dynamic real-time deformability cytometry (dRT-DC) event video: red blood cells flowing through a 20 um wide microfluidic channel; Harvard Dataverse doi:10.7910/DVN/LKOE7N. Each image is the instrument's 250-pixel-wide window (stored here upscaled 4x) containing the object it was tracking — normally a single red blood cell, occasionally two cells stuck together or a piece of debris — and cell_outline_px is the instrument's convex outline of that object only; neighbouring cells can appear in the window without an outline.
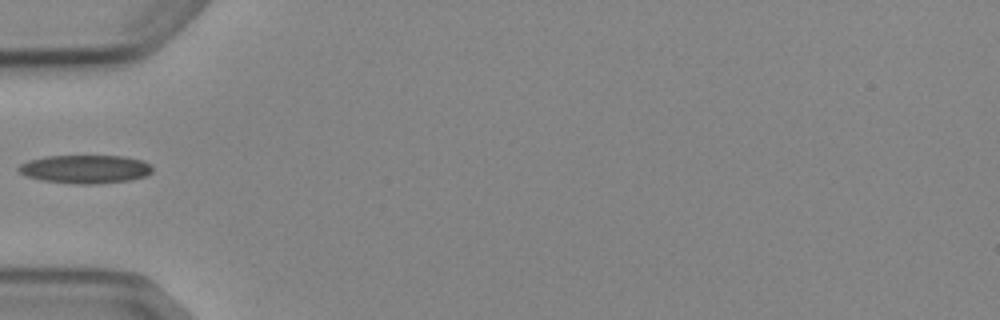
{"species": "Egyptian fruit bat (a non-hibernating species)", "species_latin": "Rousettus aegyptiacus", "temperature_condition": "cold", "stored_images_in_passage": 4, "camera_frame_rate_fps": 3000, "um_per_image_px": 0.085, "animal": {"sex": "female"}, "frame": {"image": 1, "passage_image": 4, "time_ms": 3.667, "image_size_px": [1000, 320], "cell_outline_px": [[152, 172], [144, 176], [128, 180], [96, 184], [80, 184], [40, 180], [24, 176], [16, 168], [20, 164], [28, 160], [44, 156], [124, 156], [144, 160], [152, 168]], "centroid_in_image_um": [7.2, 14.37], "position_along_channel_um": 77.8, "area_um2": 22.2}}